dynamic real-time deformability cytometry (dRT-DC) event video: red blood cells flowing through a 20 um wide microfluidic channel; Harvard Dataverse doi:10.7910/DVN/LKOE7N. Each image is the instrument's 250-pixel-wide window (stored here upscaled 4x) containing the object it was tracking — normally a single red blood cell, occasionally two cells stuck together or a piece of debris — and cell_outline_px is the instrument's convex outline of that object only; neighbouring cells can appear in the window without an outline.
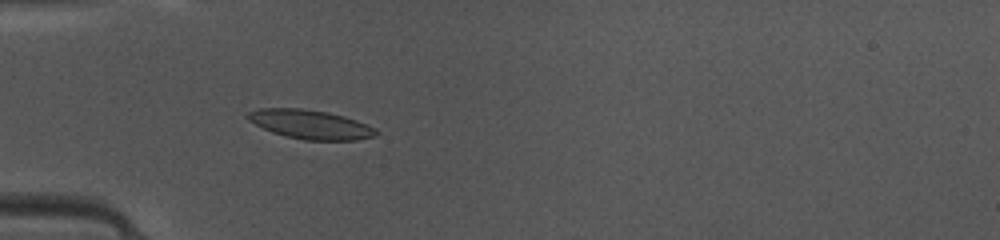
{"species": "common noctule bat (a hibernating species)", "species_latin": "Nyctalus noctula", "temperature_condition": "warm", "stored_images_in_passage": 37, "camera_frame_rate_fps": 3000, "um_per_image_px": 0.085, "animal": {"sex": "female", "body_mass_g": 10.0, "forearm_length_mm": 53.1}, "frame": {"image": 1, "passage_image": 4, "time_ms": 1.0, "image_size_px": [1000, 240], "cell_outline_px": [[380, 132], [376, 136], [356, 140], [304, 140], [272, 132], [248, 120], [244, 116], [248, 112], [260, 108], [304, 108], [328, 112], [344, 116], [356, 120], [376, 128]], "centroid_in_image_um": [26.41, 10.57], "position_along_channel_um": 58.6, "area_um2": 21.79}}
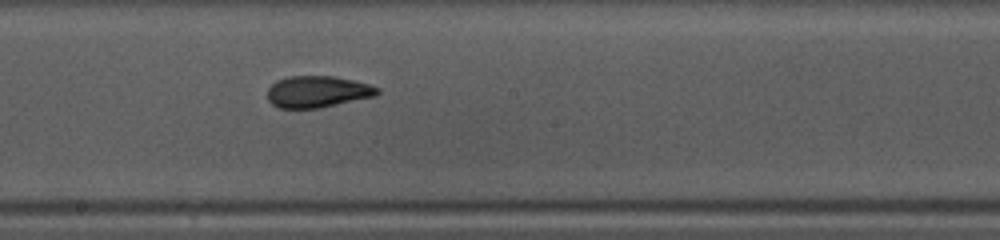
{"frame": {"image": 2, "passage_image": 16, "time_ms": 5.0, "image_size_px": [1000, 240], "cell_outline_px": [[380, 92], [376, 96], [320, 108], [280, 108], [272, 104], [268, 100], [268, 88], [276, 80], [288, 76], [336, 76], [368, 84], [380, 88]], "centroid_in_image_um": [27.0, 7.79], "position_along_channel_um": 221.2, "area_um2": 20.35}}
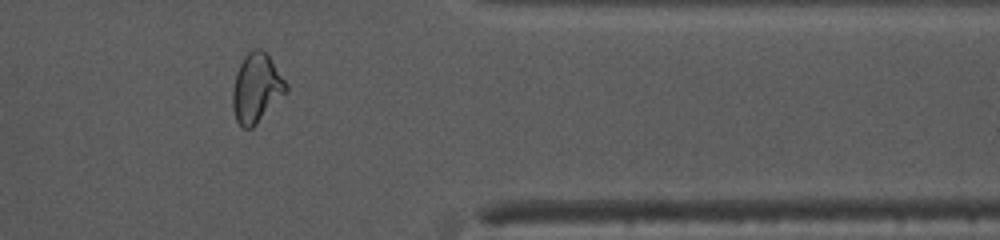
{"frame": {"image": 3, "passage_image": 29, "time_ms": 9.333, "image_size_px": [1000, 240], "cell_outline_px": [[288, 92], [252, 128], [244, 128], [236, 120], [232, 108], [232, 92], [236, 72], [244, 56], [252, 48], [260, 48], [268, 52], [288, 84]], "centroid_in_image_um": [21.82, 7.45], "position_along_channel_um": 389.6, "area_um2": 21.91}, "authors_computed_cell_mechanics": {"area_um2": 20.4034, "velocity_mm_per_s": 4.1547, "shape_relaxation_time_tau1_ms": 7.4396, "shape_relaxation_time_tau2_ms": 1.5831, "deformation_change_tau1": 0.2087, "deformation_change_tau2": 0.0678}}